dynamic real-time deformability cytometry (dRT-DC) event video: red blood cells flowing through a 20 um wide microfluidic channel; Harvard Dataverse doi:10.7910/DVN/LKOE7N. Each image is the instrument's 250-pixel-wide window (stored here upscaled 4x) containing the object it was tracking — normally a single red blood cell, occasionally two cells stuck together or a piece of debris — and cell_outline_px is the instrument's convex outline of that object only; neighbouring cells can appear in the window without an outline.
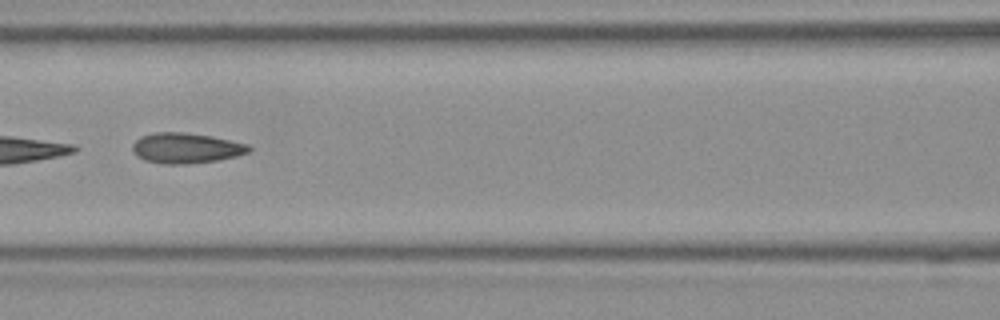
{"species": "Egyptian fruit bat (a non-hibernating species)", "species_latin": "Rousettus aegyptiacus", "temperature_condition": "room temperature", "stored_images_in_passage": 7, "camera_frame_rate_fps": 3000, "um_per_image_px": 0.085, "frame": {"image": 1, "passage_image": 7, "time_ms": 2.0, "image_size_px": [1000, 320], "cell_outline_px": [[252, 148], [248, 152], [236, 156], [216, 160], [188, 164], [164, 164], [144, 160], [136, 156], [132, 152], [132, 144], [140, 136], [152, 132], [184, 132], [212, 136], [248, 144]], "centroid_in_image_um": [15.77, 12.58], "position_along_channel_um": 150.8, "area_um2": 20.75}}